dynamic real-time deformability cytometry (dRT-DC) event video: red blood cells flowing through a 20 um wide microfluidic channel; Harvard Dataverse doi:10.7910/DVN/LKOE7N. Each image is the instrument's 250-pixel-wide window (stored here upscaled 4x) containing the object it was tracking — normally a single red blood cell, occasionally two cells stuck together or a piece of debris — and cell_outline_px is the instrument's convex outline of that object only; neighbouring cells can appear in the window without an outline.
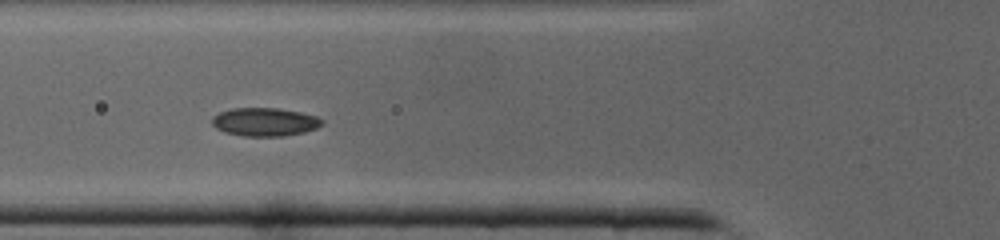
{"species": "common noctule bat (a hibernating species)", "species_latin": "Nyctalus noctula", "temperature_condition": "cold", "stored_images_in_passage": 39, "camera_frame_rate_fps": 3000, "um_per_image_px": 0.085, "animal": {"sex": "male", "body_mass_g": 19.0, "forearm_length_mm": 50.8}, "frame": {"image": 1, "passage_image": 12, "time_ms": 3.667, "image_size_px": [1000, 240], "cell_outline_px": [[324, 120], [316, 128], [304, 132], [284, 136], [244, 136], [224, 132], [216, 128], [212, 124], [212, 116], [220, 112], [232, 108], [276, 108], [300, 112], [316, 116]], "centroid_in_image_um": [22.48, 10.36], "position_along_channel_um": 103.3, "area_um2": 18.09}}
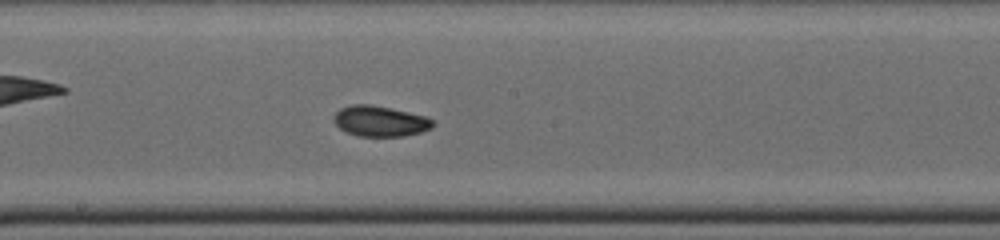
{"frame": {"image": 2, "passage_image": 19, "time_ms": 6.0, "image_size_px": [1000, 240], "cell_outline_px": [[436, 124], [432, 128], [420, 132], [404, 136], [356, 136], [340, 128], [336, 124], [336, 112], [340, 108], [352, 104], [368, 104], [408, 112], [424, 116], [432, 120]], "centroid_in_image_um": [32.33, 10.3], "position_along_channel_um": 215.9, "area_um2": 17.34}}
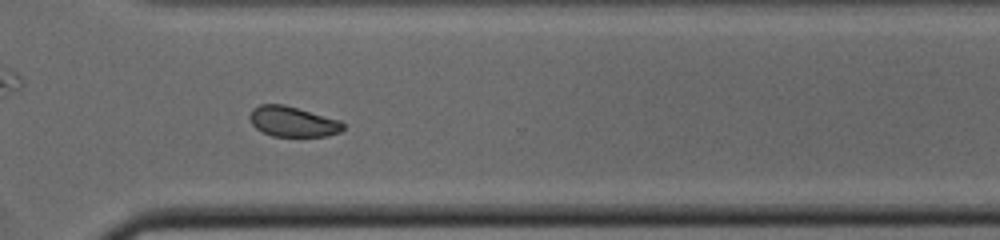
{"frame": {"image": 3, "passage_image": 27, "time_ms": 8.667, "image_size_px": [1000, 240], "cell_outline_px": [[344, 128], [340, 132], [328, 136], [272, 136], [256, 128], [252, 124], [248, 116], [252, 108], [260, 104], [284, 104], [340, 120], [344, 124]], "centroid_in_image_um": [24.87, 10.33], "position_along_channel_um": 345.7, "area_um2": 16.53}}